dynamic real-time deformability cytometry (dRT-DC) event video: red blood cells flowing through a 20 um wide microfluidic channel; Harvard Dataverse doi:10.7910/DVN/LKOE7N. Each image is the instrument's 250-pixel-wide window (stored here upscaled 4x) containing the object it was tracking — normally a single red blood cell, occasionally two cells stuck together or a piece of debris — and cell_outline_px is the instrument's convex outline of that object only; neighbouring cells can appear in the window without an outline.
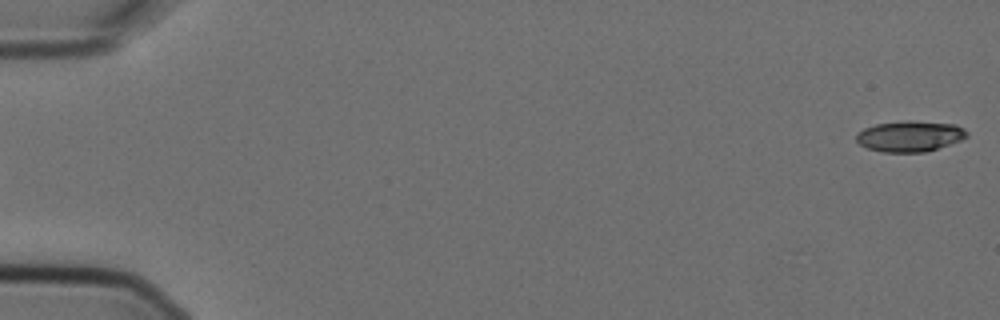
{"species": "Egyptian fruit bat (a non-hibernating species)", "species_latin": "Rousettus aegyptiacus", "temperature_condition": "cold", "stored_images_in_passage": 5, "segment_of_instrument_passage": [2, 2], "camera_frame_rate_fps": 3000, "um_per_image_px": 0.085, "animal": {"sex": "female"}, "frame": {"image": 1, "passage_image": 5, "time_ms": 1.333, "image_size_px": [1000, 320], "cell_outline_px": [[968, 136], [960, 140], [928, 152], [880, 152], [868, 148], [860, 144], [856, 140], [856, 132], [864, 128], [876, 124], [900, 120], [908, 120], [956, 124], [964, 128], [968, 132]], "centroid_in_image_um": [77.33, 11.57], "position_along_channel_um": 7.7, "area_um2": 20.11}}